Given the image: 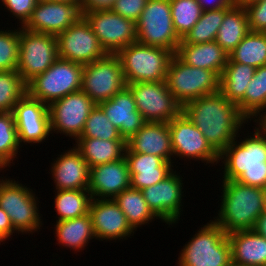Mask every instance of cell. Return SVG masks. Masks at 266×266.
<instances>
[{
  "label": "cell",
  "mask_w": 266,
  "mask_h": 266,
  "mask_svg": "<svg viewBox=\"0 0 266 266\" xmlns=\"http://www.w3.org/2000/svg\"><path fill=\"white\" fill-rule=\"evenodd\" d=\"M182 113L218 154L236 139L245 124L252 123L220 91L186 103L182 106Z\"/></svg>",
  "instance_id": "6da1fadb"
},
{
  "label": "cell",
  "mask_w": 266,
  "mask_h": 266,
  "mask_svg": "<svg viewBox=\"0 0 266 266\" xmlns=\"http://www.w3.org/2000/svg\"><path fill=\"white\" fill-rule=\"evenodd\" d=\"M252 127H255L252 133L248 127L247 131L244 128L219 154L220 176L222 180H236L266 189V133L256 123Z\"/></svg>",
  "instance_id": "7a4b0ae2"
},
{
  "label": "cell",
  "mask_w": 266,
  "mask_h": 266,
  "mask_svg": "<svg viewBox=\"0 0 266 266\" xmlns=\"http://www.w3.org/2000/svg\"><path fill=\"white\" fill-rule=\"evenodd\" d=\"M221 200L217 216L213 217L229 234L240 230H253L257 219L263 214L266 189L245 185L236 180H222Z\"/></svg>",
  "instance_id": "3957f363"
},
{
  "label": "cell",
  "mask_w": 266,
  "mask_h": 266,
  "mask_svg": "<svg viewBox=\"0 0 266 266\" xmlns=\"http://www.w3.org/2000/svg\"><path fill=\"white\" fill-rule=\"evenodd\" d=\"M201 226L181 248L177 266H225L232 260L226 232L213 220Z\"/></svg>",
  "instance_id": "277c9868"
},
{
  "label": "cell",
  "mask_w": 266,
  "mask_h": 266,
  "mask_svg": "<svg viewBox=\"0 0 266 266\" xmlns=\"http://www.w3.org/2000/svg\"><path fill=\"white\" fill-rule=\"evenodd\" d=\"M25 185L18 179L16 181L9 176H0V207L8 214L18 235L30 236L41 231L44 222L39 210L40 199L33 188Z\"/></svg>",
  "instance_id": "5b68a950"
},
{
  "label": "cell",
  "mask_w": 266,
  "mask_h": 266,
  "mask_svg": "<svg viewBox=\"0 0 266 266\" xmlns=\"http://www.w3.org/2000/svg\"><path fill=\"white\" fill-rule=\"evenodd\" d=\"M118 56L126 84L166 81L172 51L137 41L119 50Z\"/></svg>",
  "instance_id": "8992f818"
},
{
  "label": "cell",
  "mask_w": 266,
  "mask_h": 266,
  "mask_svg": "<svg viewBox=\"0 0 266 266\" xmlns=\"http://www.w3.org/2000/svg\"><path fill=\"white\" fill-rule=\"evenodd\" d=\"M83 64L57 58L42 74L27 85V94L42 103H50L81 90Z\"/></svg>",
  "instance_id": "52a82bcc"
},
{
  "label": "cell",
  "mask_w": 266,
  "mask_h": 266,
  "mask_svg": "<svg viewBox=\"0 0 266 266\" xmlns=\"http://www.w3.org/2000/svg\"><path fill=\"white\" fill-rule=\"evenodd\" d=\"M166 83L181 106L220 91V77L215 72L187 65L176 55L170 61Z\"/></svg>",
  "instance_id": "ba28073f"
},
{
  "label": "cell",
  "mask_w": 266,
  "mask_h": 266,
  "mask_svg": "<svg viewBox=\"0 0 266 266\" xmlns=\"http://www.w3.org/2000/svg\"><path fill=\"white\" fill-rule=\"evenodd\" d=\"M136 34L138 43L162 47L175 54L181 38L173 26L170 0H148L136 22Z\"/></svg>",
  "instance_id": "9c48e42d"
},
{
  "label": "cell",
  "mask_w": 266,
  "mask_h": 266,
  "mask_svg": "<svg viewBox=\"0 0 266 266\" xmlns=\"http://www.w3.org/2000/svg\"><path fill=\"white\" fill-rule=\"evenodd\" d=\"M58 57L55 35L31 32L20 26L17 71L26 84L45 72Z\"/></svg>",
  "instance_id": "30bf717a"
},
{
  "label": "cell",
  "mask_w": 266,
  "mask_h": 266,
  "mask_svg": "<svg viewBox=\"0 0 266 266\" xmlns=\"http://www.w3.org/2000/svg\"><path fill=\"white\" fill-rule=\"evenodd\" d=\"M168 125L175 160L174 166L178 163L176 162L178 157L184 162L190 161L191 163V160H194L200 163L201 161L205 166L209 165L208 167L219 164V154L208 143L203 133L182 112Z\"/></svg>",
  "instance_id": "8fae6325"
},
{
  "label": "cell",
  "mask_w": 266,
  "mask_h": 266,
  "mask_svg": "<svg viewBox=\"0 0 266 266\" xmlns=\"http://www.w3.org/2000/svg\"><path fill=\"white\" fill-rule=\"evenodd\" d=\"M125 86L122 66L116 54H106L83 66L81 90L95 104L111 99Z\"/></svg>",
  "instance_id": "7c38bea8"
},
{
  "label": "cell",
  "mask_w": 266,
  "mask_h": 266,
  "mask_svg": "<svg viewBox=\"0 0 266 266\" xmlns=\"http://www.w3.org/2000/svg\"><path fill=\"white\" fill-rule=\"evenodd\" d=\"M126 86L146 122L169 123L182 112V106L169 91L166 81L128 83Z\"/></svg>",
  "instance_id": "4fadbf2b"
},
{
  "label": "cell",
  "mask_w": 266,
  "mask_h": 266,
  "mask_svg": "<svg viewBox=\"0 0 266 266\" xmlns=\"http://www.w3.org/2000/svg\"><path fill=\"white\" fill-rule=\"evenodd\" d=\"M96 104L82 90L68 94L48 105L51 136L62 134L76 141Z\"/></svg>",
  "instance_id": "5bb4252c"
},
{
  "label": "cell",
  "mask_w": 266,
  "mask_h": 266,
  "mask_svg": "<svg viewBox=\"0 0 266 266\" xmlns=\"http://www.w3.org/2000/svg\"><path fill=\"white\" fill-rule=\"evenodd\" d=\"M101 47L107 54H116L137 41L136 23L111 9L83 12Z\"/></svg>",
  "instance_id": "9a60e30c"
},
{
  "label": "cell",
  "mask_w": 266,
  "mask_h": 266,
  "mask_svg": "<svg viewBox=\"0 0 266 266\" xmlns=\"http://www.w3.org/2000/svg\"><path fill=\"white\" fill-rule=\"evenodd\" d=\"M177 167L164 180L141 190L150 210L168 227L176 225L183 215L184 178L176 171Z\"/></svg>",
  "instance_id": "2e32d148"
},
{
  "label": "cell",
  "mask_w": 266,
  "mask_h": 266,
  "mask_svg": "<svg viewBox=\"0 0 266 266\" xmlns=\"http://www.w3.org/2000/svg\"><path fill=\"white\" fill-rule=\"evenodd\" d=\"M56 37L59 58L85 65L107 54L84 16Z\"/></svg>",
  "instance_id": "e0dca14e"
},
{
  "label": "cell",
  "mask_w": 266,
  "mask_h": 266,
  "mask_svg": "<svg viewBox=\"0 0 266 266\" xmlns=\"http://www.w3.org/2000/svg\"><path fill=\"white\" fill-rule=\"evenodd\" d=\"M13 115L21 147L49 140L52 133L47 104L26 93L15 105Z\"/></svg>",
  "instance_id": "ac0fdd59"
},
{
  "label": "cell",
  "mask_w": 266,
  "mask_h": 266,
  "mask_svg": "<svg viewBox=\"0 0 266 266\" xmlns=\"http://www.w3.org/2000/svg\"><path fill=\"white\" fill-rule=\"evenodd\" d=\"M81 16L78 4L38 0L31 18L23 26L28 31L57 36Z\"/></svg>",
  "instance_id": "d6986e66"
},
{
  "label": "cell",
  "mask_w": 266,
  "mask_h": 266,
  "mask_svg": "<svg viewBox=\"0 0 266 266\" xmlns=\"http://www.w3.org/2000/svg\"><path fill=\"white\" fill-rule=\"evenodd\" d=\"M89 214L96 240L123 241L136 233L113 199L92 198Z\"/></svg>",
  "instance_id": "ffe728a7"
},
{
  "label": "cell",
  "mask_w": 266,
  "mask_h": 266,
  "mask_svg": "<svg viewBox=\"0 0 266 266\" xmlns=\"http://www.w3.org/2000/svg\"><path fill=\"white\" fill-rule=\"evenodd\" d=\"M52 159L51 172L56 190H88L90 167L81 153L73 147Z\"/></svg>",
  "instance_id": "44dd1931"
},
{
  "label": "cell",
  "mask_w": 266,
  "mask_h": 266,
  "mask_svg": "<svg viewBox=\"0 0 266 266\" xmlns=\"http://www.w3.org/2000/svg\"><path fill=\"white\" fill-rule=\"evenodd\" d=\"M129 187L131 177L125 157L90 168L88 191L92 198L114 199Z\"/></svg>",
  "instance_id": "7402d4cb"
},
{
  "label": "cell",
  "mask_w": 266,
  "mask_h": 266,
  "mask_svg": "<svg viewBox=\"0 0 266 266\" xmlns=\"http://www.w3.org/2000/svg\"><path fill=\"white\" fill-rule=\"evenodd\" d=\"M98 105L126 141L146 123L137 110L133 94L127 86L117 92L111 99L102 101Z\"/></svg>",
  "instance_id": "603a6c76"
},
{
  "label": "cell",
  "mask_w": 266,
  "mask_h": 266,
  "mask_svg": "<svg viewBox=\"0 0 266 266\" xmlns=\"http://www.w3.org/2000/svg\"><path fill=\"white\" fill-rule=\"evenodd\" d=\"M125 159L131 177V187L138 190L159 183L175 170L174 164L165 161L162 157L134 153L128 147L125 151Z\"/></svg>",
  "instance_id": "cb8c5ba5"
},
{
  "label": "cell",
  "mask_w": 266,
  "mask_h": 266,
  "mask_svg": "<svg viewBox=\"0 0 266 266\" xmlns=\"http://www.w3.org/2000/svg\"><path fill=\"white\" fill-rule=\"evenodd\" d=\"M127 147L134 153L156 155L174 164L168 123L146 122L127 140Z\"/></svg>",
  "instance_id": "d4e9b609"
},
{
  "label": "cell",
  "mask_w": 266,
  "mask_h": 266,
  "mask_svg": "<svg viewBox=\"0 0 266 266\" xmlns=\"http://www.w3.org/2000/svg\"><path fill=\"white\" fill-rule=\"evenodd\" d=\"M175 55L185 64L211 70L219 77L229 58L228 53L215 40L199 44L184 43L181 40Z\"/></svg>",
  "instance_id": "484cf974"
},
{
  "label": "cell",
  "mask_w": 266,
  "mask_h": 266,
  "mask_svg": "<svg viewBox=\"0 0 266 266\" xmlns=\"http://www.w3.org/2000/svg\"><path fill=\"white\" fill-rule=\"evenodd\" d=\"M232 261L242 266H266V238L254 230H240L227 234Z\"/></svg>",
  "instance_id": "4316f807"
},
{
  "label": "cell",
  "mask_w": 266,
  "mask_h": 266,
  "mask_svg": "<svg viewBox=\"0 0 266 266\" xmlns=\"http://www.w3.org/2000/svg\"><path fill=\"white\" fill-rule=\"evenodd\" d=\"M53 228L58 242L56 244L62 248L70 249L76 254L85 250L92 239L96 240L89 213L82 217L58 221Z\"/></svg>",
  "instance_id": "83f0119b"
},
{
  "label": "cell",
  "mask_w": 266,
  "mask_h": 266,
  "mask_svg": "<svg viewBox=\"0 0 266 266\" xmlns=\"http://www.w3.org/2000/svg\"><path fill=\"white\" fill-rule=\"evenodd\" d=\"M256 68L250 65L227 61L220 77V92L232 103L238 106L244 116L245 90L254 76Z\"/></svg>",
  "instance_id": "f1b7e54d"
},
{
  "label": "cell",
  "mask_w": 266,
  "mask_h": 266,
  "mask_svg": "<svg viewBox=\"0 0 266 266\" xmlns=\"http://www.w3.org/2000/svg\"><path fill=\"white\" fill-rule=\"evenodd\" d=\"M73 145L91 168L96 165L123 159L125 157L127 141L78 138Z\"/></svg>",
  "instance_id": "f546056e"
},
{
  "label": "cell",
  "mask_w": 266,
  "mask_h": 266,
  "mask_svg": "<svg viewBox=\"0 0 266 266\" xmlns=\"http://www.w3.org/2000/svg\"><path fill=\"white\" fill-rule=\"evenodd\" d=\"M244 7L233 6L225 15L215 41L229 54L249 33Z\"/></svg>",
  "instance_id": "4dcf8cb0"
},
{
  "label": "cell",
  "mask_w": 266,
  "mask_h": 266,
  "mask_svg": "<svg viewBox=\"0 0 266 266\" xmlns=\"http://www.w3.org/2000/svg\"><path fill=\"white\" fill-rule=\"evenodd\" d=\"M113 200L118 204L135 231L158 219L148 207L141 190L129 187Z\"/></svg>",
  "instance_id": "1f68e13d"
},
{
  "label": "cell",
  "mask_w": 266,
  "mask_h": 266,
  "mask_svg": "<svg viewBox=\"0 0 266 266\" xmlns=\"http://www.w3.org/2000/svg\"><path fill=\"white\" fill-rule=\"evenodd\" d=\"M244 117L253 123L266 120V65L256 68L245 90Z\"/></svg>",
  "instance_id": "d6a6232c"
},
{
  "label": "cell",
  "mask_w": 266,
  "mask_h": 266,
  "mask_svg": "<svg viewBox=\"0 0 266 266\" xmlns=\"http://www.w3.org/2000/svg\"><path fill=\"white\" fill-rule=\"evenodd\" d=\"M54 195L55 218L58 221L82 217L89 213L92 195L88 190H56Z\"/></svg>",
  "instance_id": "836d02e7"
},
{
  "label": "cell",
  "mask_w": 266,
  "mask_h": 266,
  "mask_svg": "<svg viewBox=\"0 0 266 266\" xmlns=\"http://www.w3.org/2000/svg\"><path fill=\"white\" fill-rule=\"evenodd\" d=\"M228 55V61L250 65L254 68L266 65V33L249 31Z\"/></svg>",
  "instance_id": "e575fe53"
},
{
  "label": "cell",
  "mask_w": 266,
  "mask_h": 266,
  "mask_svg": "<svg viewBox=\"0 0 266 266\" xmlns=\"http://www.w3.org/2000/svg\"><path fill=\"white\" fill-rule=\"evenodd\" d=\"M20 148L13 112H0V171L15 165L13 160L23 151Z\"/></svg>",
  "instance_id": "d590c367"
},
{
  "label": "cell",
  "mask_w": 266,
  "mask_h": 266,
  "mask_svg": "<svg viewBox=\"0 0 266 266\" xmlns=\"http://www.w3.org/2000/svg\"><path fill=\"white\" fill-rule=\"evenodd\" d=\"M231 8L203 11L201 17L192 29L181 39L184 43L199 44L216 39L224 15Z\"/></svg>",
  "instance_id": "8d00e7d4"
},
{
  "label": "cell",
  "mask_w": 266,
  "mask_h": 266,
  "mask_svg": "<svg viewBox=\"0 0 266 266\" xmlns=\"http://www.w3.org/2000/svg\"><path fill=\"white\" fill-rule=\"evenodd\" d=\"M27 93V85L17 70L0 71V112H13Z\"/></svg>",
  "instance_id": "74e56055"
},
{
  "label": "cell",
  "mask_w": 266,
  "mask_h": 266,
  "mask_svg": "<svg viewBox=\"0 0 266 266\" xmlns=\"http://www.w3.org/2000/svg\"><path fill=\"white\" fill-rule=\"evenodd\" d=\"M173 26L182 39L197 23L202 15V8L196 0H170Z\"/></svg>",
  "instance_id": "f35d334b"
},
{
  "label": "cell",
  "mask_w": 266,
  "mask_h": 266,
  "mask_svg": "<svg viewBox=\"0 0 266 266\" xmlns=\"http://www.w3.org/2000/svg\"><path fill=\"white\" fill-rule=\"evenodd\" d=\"M79 138L124 140L119 130L108 120V117L98 104L90 112Z\"/></svg>",
  "instance_id": "ab89813d"
},
{
  "label": "cell",
  "mask_w": 266,
  "mask_h": 266,
  "mask_svg": "<svg viewBox=\"0 0 266 266\" xmlns=\"http://www.w3.org/2000/svg\"><path fill=\"white\" fill-rule=\"evenodd\" d=\"M19 31L0 28V71L17 70L19 54Z\"/></svg>",
  "instance_id": "60d3db41"
},
{
  "label": "cell",
  "mask_w": 266,
  "mask_h": 266,
  "mask_svg": "<svg viewBox=\"0 0 266 266\" xmlns=\"http://www.w3.org/2000/svg\"><path fill=\"white\" fill-rule=\"evenodd\" d=\"M37 2L38 0H0L5 12L8 11L10 13L8 17L11 15L10 17L17 19V23L19 21L18 25L21 27L31 18Z\"/></svg>",
  "instance_id": "b9f144b4"
},
{
  "label": "cell",
  "mask_w": 266,
  "mask_h": 266,
  "mask_svg": "<svg viewBox=\"0 0 266 266\" xmlns=\"http://www.w3.org/2000/svg\"><path fill=\"white\" fill-rule=\"evenodd\" d=\"M244 8L248 18L249 30L266 33V0H260Z\"/></svg>",
  "instance_id": "7bdbcfd3"
},
{
  "label": "cell",
  "mask_w": 266,
  "mask_h": 266,
  "mask_svg": "<svg viewBox=\"0 0 266 266\" xmlns=\"http://www.w3.org/2000/svg\"><path fill=\"white\" fill-rule=\"evenodd\" d=\"M148 0H115L111 10L124 18L139 20Z\"/></svg>",
  "instance_id": "ee69618b"
},
{
  "label": "cell",
  "mask_w": 266,
  "mask_h": 266,
  "mask_svg": "<svg viewBox=\"0 0 266 266\" xmlns=\"http://www.w3.org/2000/svg\"><path fill=\"white\" fill-rule=\"evenodd\" d=\"M14 233L17 232L14 230L8 214L0 207V245L1 243L5 244L6 240H10Z\"/></svg>",
  "instance_id": "f6af8a7d"
},
{
  "label": "cell",
  "mask_w": 266,
  "mask_h": 266,
  "mask_svg": "<svg viewBox=\"0 0 266 266\" xmlns=\"http://www.w3.org/2000/svg\"><path fill=\"white\" fill-rule=\"evenodd\" d=\"M115 0H82L81 12H90L94 10L111 9Z\"/></svg>",
  "instance_id": "bcb514c9"
},
{
  "label": "cell",
  "mask_w": 266,
  "mask_h": 266,
  "mask_svg": "<svg viewBox=\"0 0 266 266\" xmlns=\"http://www.w3.org/2000/svg\"><path fill=\"white\" fill-rule=\"evenodd\" d=\"M202 11L219 10L223 8H232L234 6L233 0H196Z\"/></svg>",
  "instance_id": "7dc6e473"
},
{
  "label": "cell",
  "mask_w": 266,
  "mask_h": 266,
  "mask_svg": "<svg viewBox=\"0 0 266 266\" xmlns=\"http://www.w3.org/2000/svg\"><path fill=\"white\" fill-rule=\"evenodd\" d=\"M253 230L261 235L262 237L266 238V215L262 214L256 221Z\"/></svg>",
  "instance_id": "c3c4849f"
},
{
  "label": "cell",
  "mask_w": 266,
  "mask_h": 266,
  "mask_svg": "<svg viewBox=\"0 0 266 266\" xmlns=\"http://www.w3.org/2000/svg\"><path fill=\"white\" fill-rule=\"evenodd\" d=\"M260 0H233L235 6L245 7Z\"/></svg>",
  "instance_id": "681fc988"
},
{
  "label": "cell",
  "mask_w": 266,
  "mask_h": 266,
  "mask_svg": "<svg viewBox=\"0 0 266 266\" xmlns=\"http://www.w3.org/2000/svg\"><path fill=\"white\" fill-rule=\"evenodd\" d=\"M46 1L74 3V4H78L79 6H81L82 0H46Z\"/></svg>",
  "instance_id": "f907efd6"
},
{
  "label": "cell",
  "mask_w": 266,
  "mask_h": 266,
  "mask_svg": "<svg viewBox=\"0 0 266 266\" xmlns=\"http://www.w3.org/2000/svg\"><path fill=\"white\" fill-rule=\"evenodd\" d=\"M255 123L266 133V120H258Z\"/></svg>",
  "instance_id": "816d5d0a"
},
{
  "label": "cell",
  "mask_w": 266,
  "mask_h": 266,
  "mask_svg": "<svg viewBox=\"0 0 266 266\" xmlns=\"http://www.w3.org/2000/svg\"><path fill=\"white\" fill-rule=\"evenodd\" d=\"M225 266H242L241 264H237V263H235V262H233L232 260L228 263V264H226Z\"/></svg>",
  "instance_id": "f5cc1de1"
},
{
  "label": "cell",
  "mask_w": 266,
  "mask_h": 266,
  "mask_svg": "<svg viewBox=\"0 0 266 266\" xmlns=\"http://www.w3.org/2000/svg\"><path fill=\"white\" fill-rule=\"evenodd\" d=\"M263 214L266 215V197H265V201H264V211H263Z\"/></svg>",
  "instance_id": "db71d44e"
}]
</instances>
